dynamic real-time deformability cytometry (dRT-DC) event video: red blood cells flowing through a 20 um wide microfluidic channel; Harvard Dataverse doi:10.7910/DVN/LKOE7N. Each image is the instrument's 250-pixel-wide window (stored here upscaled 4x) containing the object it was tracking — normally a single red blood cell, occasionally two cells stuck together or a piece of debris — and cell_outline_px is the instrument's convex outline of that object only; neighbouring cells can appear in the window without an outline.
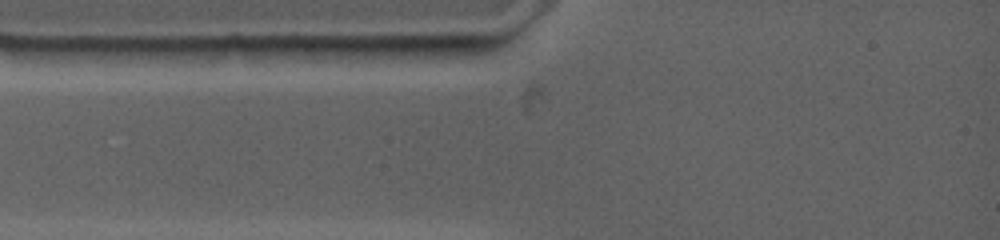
{"species": "common noctule bat (a hibernating species)", "species_latin": "Nyctalus noctula", "temperature_condition": "warm", "stored_images_in_passage": 1, "camera_frame_rate_fps": 4500, "um_per_image_px": 0.085, "animal": {"sex": "female", "body_mass_g": 19.0, "forearm_length_mm": 53.3}, "frame": {"image": 1, "passage_image": 1, "time_ms": 0.0, "image_size_px": [1000, 240], "cell_outline_px": [[448, 44], [444, 48], [428, 56], [340, 64], [276, 48], [288, 44]], "centroid_in_image_um": [30.83, 4.38], "position_along_channel_um": 54.2, "area_um2": 16.53}}